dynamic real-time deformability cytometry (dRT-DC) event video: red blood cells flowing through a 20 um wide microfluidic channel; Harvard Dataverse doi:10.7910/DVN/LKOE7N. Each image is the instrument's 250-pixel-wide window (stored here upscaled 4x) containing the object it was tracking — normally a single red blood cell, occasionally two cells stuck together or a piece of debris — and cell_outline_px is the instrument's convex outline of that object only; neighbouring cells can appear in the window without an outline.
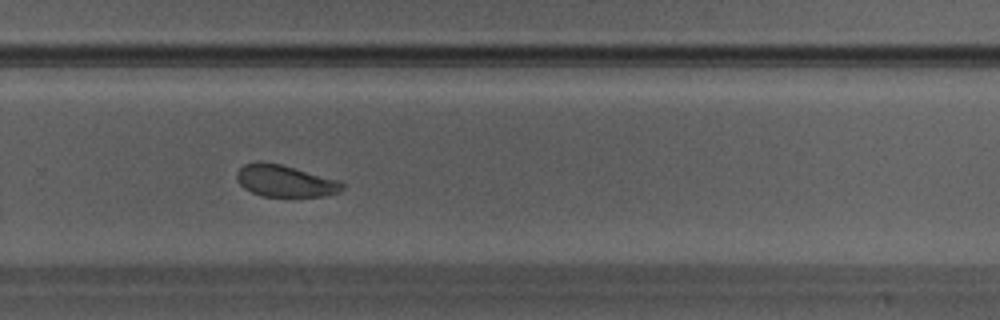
{"species": "Egyptian fruit bat (a non-hibernating species)", "species_latin": "Rousettus aegyptiacus", "temperature_condition": "warm", "stored_images_in_passage": 26, "camera_frame_rate_fps": 3000, "um_per_image_px": 0.085, "animal": {"sex": "male"}, "frame": {"image": 1, "passage_image": 15, "time_ms": 4.667, "image_size_px": [1000, 320], "cell_outline_px": [[344, 188], [340, 192], [324, 196], [260, 196], [244, 188], [240, 184], [236, 176], [236, 172], [244, 164], [256, 160], [264, 160], [280, 164], [340, 180], [344, 184]], "centroid_in_image_um": [24.22, 15.36], "position_along_channel_um": 305.6, "area_um2": 19.77}}